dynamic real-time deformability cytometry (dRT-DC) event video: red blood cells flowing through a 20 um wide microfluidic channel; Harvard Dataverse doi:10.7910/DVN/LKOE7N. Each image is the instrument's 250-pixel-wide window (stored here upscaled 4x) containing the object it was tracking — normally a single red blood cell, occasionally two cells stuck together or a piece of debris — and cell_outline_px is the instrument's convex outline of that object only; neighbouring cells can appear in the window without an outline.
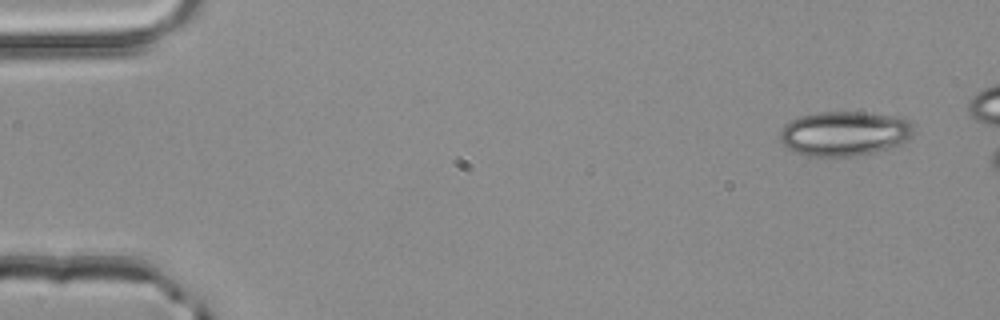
{"species": "common noctule bat (a hibernating species)", "species_latin": "Nyctalus noctula", "temperature_condition": "room temperature", "stored_images_in_passage": 5, "camera_frame_rate_fps": 3000, "um_per_image_px": 0.085, "animal": {"sex": "male", "body_mass_g": 20.4}, "frame": {"image": 1, "passage_image": 1, "time_ms": 0.0, "image_size_px": [1000, 320], "cell_outline_px": [[912, 132], [908, 140], [900, 144], [888, 148], [872, 152], [852, 156], [808, 156], [796, 152], [788, 148], [780, 140], [780, 132], [784, 124], [800, 116], [816, 112], [860, 112], [896, 116], [908, 120], [912, 124]], "centroid_in_image_um": [71.75, 11.34], "position_along_channel_um": 13.2, "area_um2": 34.56}}